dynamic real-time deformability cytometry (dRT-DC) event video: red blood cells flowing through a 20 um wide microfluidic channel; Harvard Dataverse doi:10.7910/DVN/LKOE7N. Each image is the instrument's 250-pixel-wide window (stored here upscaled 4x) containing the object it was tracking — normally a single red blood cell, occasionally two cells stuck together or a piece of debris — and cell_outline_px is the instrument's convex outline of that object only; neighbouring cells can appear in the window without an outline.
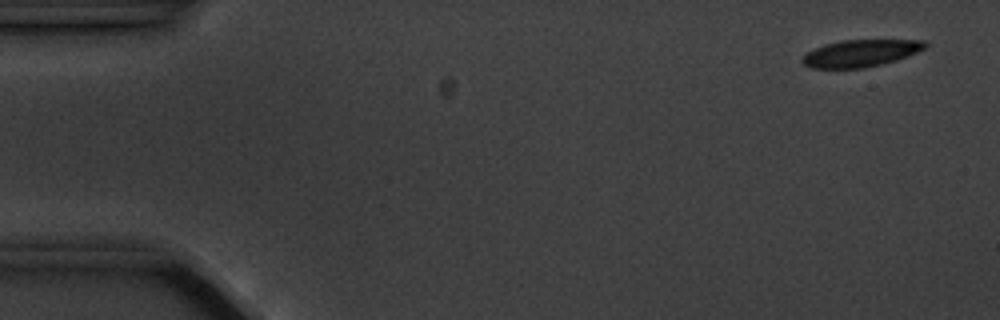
{"species": "common noctule bat (a hibernating species)", "species_latin": "Nyctalus noctula", "temperature_condition": "cold", "stored_images_in_passage": 5, "segment_of_instrument_passage": [1, 2], "camera_frame_rate_fps": 3000, "um_per_image_px": 0.085, "animal": {"sex": "male", "body_mass_g": 20.1, "forearm_length_mm": 53.5}, "frame": {"image": 1, "passage_image": 1, "time_ms": 0.0, "image_size_px": [1000, 320], "cell_outline_px": [[928, 44], [924, 48], [916, 52], [896, 60], [864, 68], [812, 68], [804, 64], [800, 60], [808, 52], [824, 44], [840, 40], [924, 40]], "centroid_in_image_um": [73.13, 4.52], "position_along_channel_um": 11.9, "area_um2": 19.13}}